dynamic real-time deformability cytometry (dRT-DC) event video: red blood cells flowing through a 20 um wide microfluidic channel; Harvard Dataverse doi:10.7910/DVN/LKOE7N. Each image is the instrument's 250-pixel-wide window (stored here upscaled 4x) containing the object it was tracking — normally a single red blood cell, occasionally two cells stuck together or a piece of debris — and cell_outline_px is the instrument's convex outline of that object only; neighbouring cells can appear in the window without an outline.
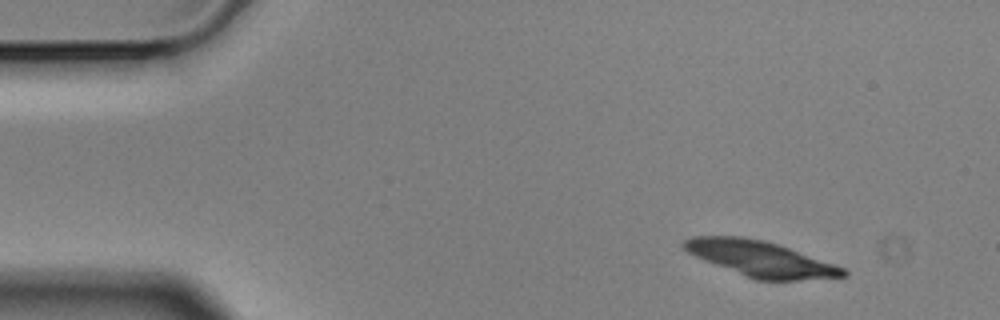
{"species": "Egyptian fruit bat (a non-hibernating species)", "species_latin": "Rousettus aegyptiacus", "temperature_condition": "cold", "stored_images_in_passage": 4, "camera_frame_rate_fps": 3000, "um_per_image_px": 0.085, "animal": {"sex": "male"}, "frame": {"image": 1, "passage_image": 2, "time_ms": 0.333, "image_size_px": [1000, 320], "cell_outline_px": [[848, 276], [796, 280], [756, 280], [704, 260], [688, 252], [680, 244], [684, 240], [692, 236], [740, 236], [764, 240], [788, 248], [844, 268], [848, 272]], "centroid_in_image_um": [64.61, 21.99], "position_along_channel_um": 20.4, "area_um2": 32.37}}